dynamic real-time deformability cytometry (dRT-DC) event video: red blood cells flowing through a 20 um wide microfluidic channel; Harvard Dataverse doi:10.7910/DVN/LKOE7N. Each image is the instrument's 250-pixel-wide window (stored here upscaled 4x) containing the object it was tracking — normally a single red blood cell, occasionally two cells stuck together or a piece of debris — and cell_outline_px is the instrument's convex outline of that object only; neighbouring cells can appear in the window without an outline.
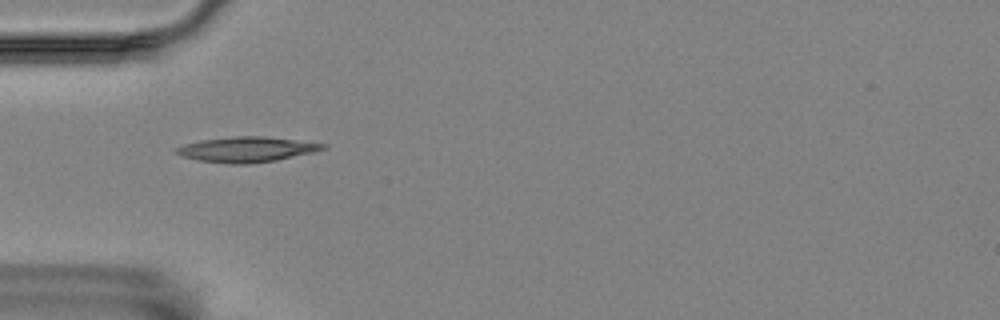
{"species": "Egyptian fruit bat (a non-hibernating species)", "species_latin": "Rousettus aegyptiacus", "temperature_condition": "room temperature", "stored_images_in_passage": 56, "camera_frame_rate_fps": 3000, "um_per_image_px": 0.085, "animal": {"sex": "female"}, "frame": {"image": 1, "passage_image": 17, "time_ms": 5.333, "image_size_px": [1000, 320], "cell_outline_px": [[324, 148], [312, 152], [276, 160], [200, 160], [184, 156], [176, 152], [176, 148], [188, 144], [204, 140], [240, 136], [256, 136], [292, 140], [324, 144]], "centroid_in_image_um": [21.0, 12.64], "position_along_channel_um": 64.0, "area_um2": 19.19}}
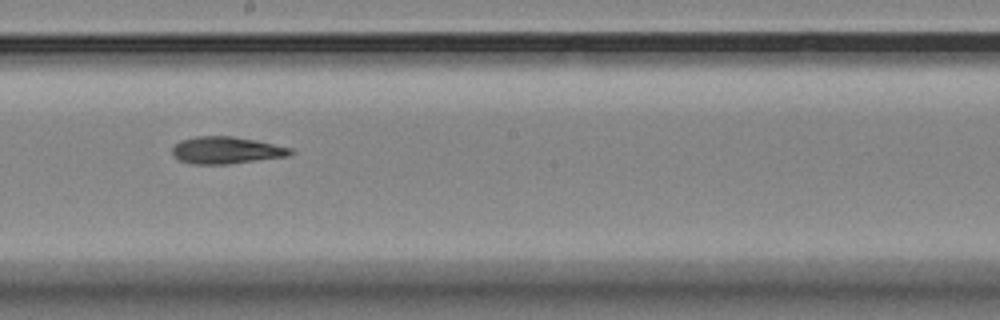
{"frame": {"image": 2, "passage_image": 31, "time_ms": 10.0, "image_size_px": [1000, 320], "cell_outline_px": [[292, 152], [288, 156], [224, 164], [196, 164], [180, 160], [172, 152], [172, 148], [176, 144], [184, 140], [200, 136], [232, 136], [292, 148]], "centroid_in_image_um": [19.23, 12.77], "position_along_channel_um": 229.0, "area_um2": 17.98}}
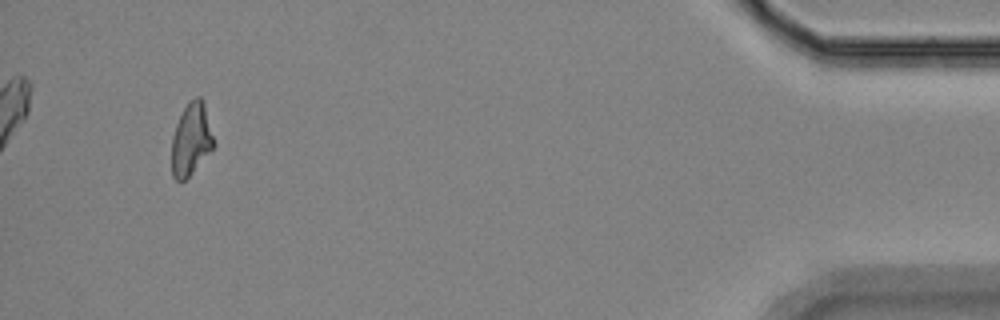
{"frame": {"image": 3, "passage_image": 53, "time_ms": 17.333, "image_size_px": [1000, 320], "cell_outline_px": [[216, 144], [192, 172], [184, 180], [176, 180], [172, 176], [172, 136], [176, 124], [184, 108], [196, 96], [200, 96], [204, 100]], "centroid_in_image_um": [16.27, 11.81], "position_along_channel_um": 418.9, "area_um2": 17.63}, "authors_computed_cell_mechanics": {"area_um2": 18.1781, "velocity_mm_per_s": 3.534, "shape_relaxation_time_tau1_ms": null, "shape_relaxation_time_tau2_ms": 10.7155, "deformation_change_tau1": null, "deformation_change_tau2": 0.2179}}